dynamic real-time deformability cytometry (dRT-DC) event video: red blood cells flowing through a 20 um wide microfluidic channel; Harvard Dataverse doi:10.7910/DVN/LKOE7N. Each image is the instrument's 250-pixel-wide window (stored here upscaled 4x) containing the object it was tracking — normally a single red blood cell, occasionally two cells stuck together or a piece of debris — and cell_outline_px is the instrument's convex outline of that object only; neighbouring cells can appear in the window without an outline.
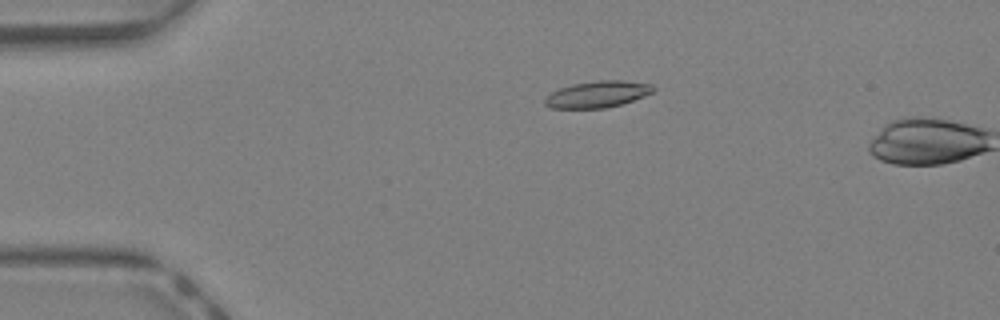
{"species": "Egyptian fruit bat (a non-hibernating species)", "species_latin": "Rousettus aegyptiacus", "temperature_condition": "warm", "stored_images_in_passage": 11, "camera_frame_rate_fps": 3000, "um_per_image_px": 0.085, "animal": {"sex": "female"}, "frame": {"image": 1, "passage_image": 10, "time_ms": 3.0, "image_size_px": [1000, 320], "cell_outline_px": [[656, 88], [652, 92], [644, 96], [620, 104], [604, 108], [552, 108], [544, 104], [544, 100], [552, 92], [560, 88], [572, 84], [596, 80], [624, 80], [652, 84]], "centroid_in_image_um": [50.8, 8.0], "position_along_channel_um": 34.2, "area_um2": 16.65}}